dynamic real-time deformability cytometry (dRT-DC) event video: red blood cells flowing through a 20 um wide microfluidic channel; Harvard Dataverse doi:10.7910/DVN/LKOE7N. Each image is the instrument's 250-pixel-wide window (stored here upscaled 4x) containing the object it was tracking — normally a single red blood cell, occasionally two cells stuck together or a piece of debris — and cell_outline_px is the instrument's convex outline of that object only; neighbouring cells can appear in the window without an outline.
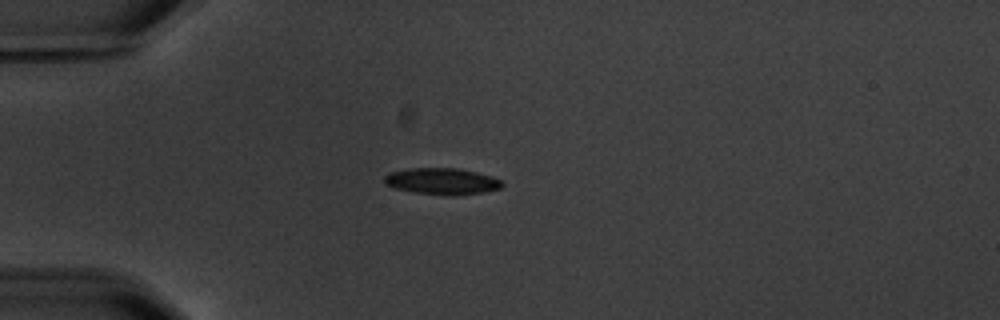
{"species": "common noctule bat (a hibernating species)", "species_latin": "Nyctalus noctula", "temperature_condition": "warm", "stored_images_in_passage": 6, "camera_frame_rate_fps": 3000, "um_per_image_px": 0.085, "animal": {"sex": "male", "body_mass_g": 20.1, "forearm_length_mm": 53.5}, "frame": {"image": 1, "passage_image": 3, "time_ms": 3.0, "image_size_px": [1000, 320], "cell_outline_px": [[504, 184], [500, 188], [484, 192], [456, 196], [444, 196], [412, 192], [396, 188], [388, 184], [384, 180], [384, 176], [392, 172], [412, 168], [456, 168], [476, 172], [492, 176], [500, 180]], "centroid_in_image_um": [37.61, 15.42], "position_along_channel_um": 47.4, "area_um2": 18.15}}
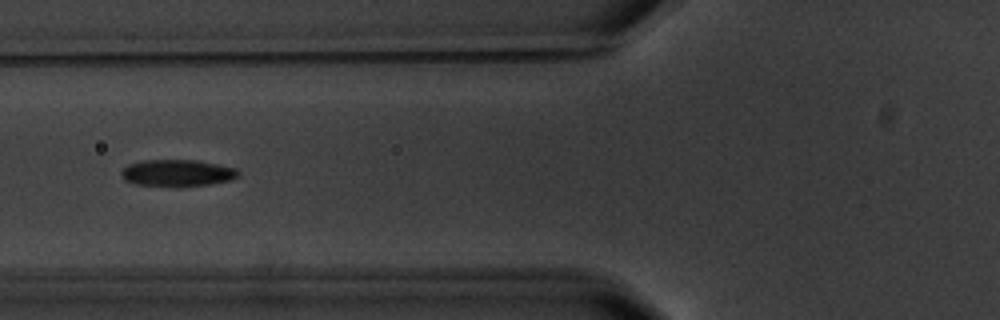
{"frame": {"image": 2, "passage_image": 5, "time_ms": 5.333, "image_size_px": [1000, 320], "cell_outline_px": [[240, 176], [232, 180], [208, 184], [180, 188], [176, 188], [136, 184], [124, 180], [120, 176], [120, 172], [128, 164], [144, 160], [196, 160], [236, 168], [240, 172]], "centroid_in_image_um": [15.07, 14.73], "position_along_channel_um": 110.7, "area_um2": 18.73}}